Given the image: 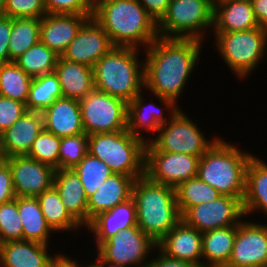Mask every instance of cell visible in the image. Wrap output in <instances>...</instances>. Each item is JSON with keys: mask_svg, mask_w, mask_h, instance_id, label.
<instances>
[{"mask_svg": "<svg viewBox=\"0 0 267 267\" xmlns=\"http://www.w3.org/2000/svg\"><path fill=\"white\" fill-rule=\"evenodd\" d=\"M203 42L193 38H166L159 36L144 51L145 91L156 96L173 115L179 106L178 98L184 92L192 71L198 64Z\"/></svg>", "mask_w": 267, "mask_h": 267, "instance_id": "1", "label": "cell"}, {"mask_svg": "<svg viewBox=\"0 0 267 267\" xmlns=\"http://www.w3.org/2000/svg\"><path fill=\"white\" fill-rule=\"evenodd\" d=\"M93 18L114 46L145 50L159 37L157 22L137 0H99Z\"/></svg>", "mask_w": 267, "mask_h": 267, "instance_id": "2", "label": "cell"}, {"mask_svg": "<svg viewBox=\"0 0 267 267\" xmlns=\"http://www.w3.org/2000/svg\"><path fill=\"white\" fill-rule=\"evenodd\" d=\"M132 198L137 226L156 244L181 220L175 188L151 181L146 175L135 179Z\"/></svg>", "mask_w": 267, "mask_h": 267, "instance_id": "3", "label": "cell"}, {"mask_svg": "<svg viewBox=\"0 0 267 267\" xmlns=\"http://www.w3.org/2000/svg\"><path fill=\"white\" fill-rule=\"evenodd\" d=\"M139 50L114 46L103 55L93 66L94 88L126 103L145 91L144 61Z\"/></svg>", "mask_w": 267, "mask_h": 267, "instance_id": "4", "label": "cell"}, {"mask_svg": "<svg viewBox=\"0 0 267 267\" xmlns=\"http://www.w3.org/2000/svg\"><path fill=\"white\" fill-rule=\"evenodd\" d=\"M221 137L200 157L197 176L222 195L236 197L243 202L246 170L250 152Z\"/></svg>", "mask_w": 267, "mask_h": 267, "instance_id": "5", "label": "cell"}, {"mask_svg": "<svg viewBox=\"0 0 267 267\" xmlns=\"http://www.w3.org/2000/svg\"><path fill=\"white\" fill-rule=\"evenodd\" d=\"M146 143L123 131L88 135V153L108 165L113 173L132 177L145 175Z\"/></svg>", "mask_w": 267, "mask_h": 267, "instance_id": "6", "label": "cell"}, {"mask_svg": "<svg viewBox=\"0 0 267 267\" xmlns=\"http://www.w3.org/2000/svg\"><path fill=\"white\" fill-rule=\"evenodd\" d=\"M218 54L230 71L242 79L251 76L267 51V30L262 27L235 32H214Z\"/></svg>", "mask_w": 267, "mask_h": 267, "instance_id": "7", "label": "cell"}, {"mask_svg": "<svg viewBox=\"0 0 267 267\" xmlns=\"http://www.w3.org/2000/svg\"><path fill=\"white\" fill-rule=\"evenodd\" d=\"M213 13V0H170L166 13L157 22L158 34L204 42L206 30L213 27Z\"/></svg>", "mask_w": 267, "mask_h": 267, "instance_id": "8", "label": "cell"}, {"mask_svg": "<svg viewBox=\"0 0 267 267\" xmlns=\"http://www.w3.org/2000/svg\"><path fill=\"white\" fill-rule=\"evenodd\" d=\"M186 115L182 108H179L171 119L159 128L155 138L148 137V143L157 151L192 154L199 158L203 156L220 137L215 136L211 141L205 138V134L196 124L197 119L192 121L193 119Z\"/></svg>", "mask_w": 267, "mask_h": 267, "instance_id": "9", "label": "cell"}, {"mask_svg": "<svg viewBox=\"0 0 267 267\" xmlns=\"http://www.w3.org/2000/svg\"><path fill=\"white\" fill-rule=\"evenodd\" d=\"M96 262L127 267H147L150 253L157 252V244L137 225L121 230L97 248Z\"/></svg>", "mask_w": 267, "mask_h": 267, "instance_id": "10", "label": "cell"}, {"mask_svg": "<svg viewBox=\"0 0 267 267\" xmlns=\"http://www.w3.org/2000/svg\"><path fill=\"white\" fill-rule=\"evenodd\" d=\"M82 124L87 135L127 129V104L122 99L93 89L79 100Z\"/></svg>", "mask_w": 267, "mask_h": 267, "instance_id": "11", "label": "cell"}, {"mask_svg": "<svg viewBox=\"0 0 267 267\" xmlns=\"http://www.w3.org/2000/svg\"><path fill=\"white\" fill-rule=\"evenodd\" d=\"M199 157L157 151L150 143L145 146V175L153 182L176 188L197 176Z\"/></svg>", "mask_w": 267, "mask_h": 267, "instance_id": "12", "label": "cell"}, {"mask_svg": "<svg viewBox=\"0 0 267 267\" xmlns=\"http://www.w3.org/2000/svg\"><path fill=\"white\" fill-rule=\"evenodd\" d=\"M245 216L243 202L232 196L221 195L214 201L190 207L181 219L203 233L209 230L238 225Z\"/></svg>", "mask_w": 267, "mask_h": 267, "instance_id": "13", "label": "cell"}, {"mask_svg": "<svg viewBox=\"0 0 267 267\" xmlns=\"http://www.w3.org/2000/svg\"><path fill=\"white\" fill-rule=\"evenodd\" d=\"M3 160L10 167L16 197H37L53 186V167L26 155Z\"/></svg>", "mask_w": 267, "mask_h": 267, "instance_id": "14", "label": "cell"}, {"mask_svg": "<svg viewBox=\"0 0 267 267\" xmlns=\"http://www.w3.org/2000/svg\"><path fill=\"white\" fill-rule=\"evenodd\" d=\"M228 264L267 267V224L242 220L238 224Z\"/></svg>", "mask_w": 267, "mask_h": 267, "instance_id": "15", "label": "cell"}, {"mask_svg": "<svg viewBox=\"0 0 267 267\" xmlns=\"http://www.w3.org/2000/svg\"><path fill=\"white\" fill-rule=\"evenodd\" d=\"M113 47L106 31L93 17H90L80 27L60 57L93 67Z\"/></svg>", "mask_w": 267, "mask_h": 267, "instance_id": "16", "label": "cell"}, {"mask_svg": "<svg viewBox=\"0 0 267 267\" xmlns=\"http://www.w3.org/2000/svg\"><path fill=\"white\" fill-rule=\"evenodd\" d=\"M165 256L202 267V233L182 219L157 243Z\"/></svg>", "mask_w": 267, "mask_h": 267, "instance_id": "17", "label": "cell"}, {"mask_svg": "<svg viewBox=\"0 0 267 267\" xmlns=\"http://www.w3.org/2000/svg\"><path fill=\"white\" fill-rule=\"evenodd\" d=\"M44 129L40 111H27L10 128L0 135L1 159L24 156Z\"/></svg>", "mask_w": 267, "mask_h": 267, "instance_id": "18", "label": "cell"}, {"mask_svg": "<svg viewBox=\"0 0 267 267\" xmlns=\"http://www.w3.org/2000/svg\"><path fill=\"white\" fill-rule=\"evenodd\" d=\"M90 17L93 15L47 13L41 18L40 41L61 56Z\"/></svg>", "mask_w": 267, "mask_h": 267, "instance_id": "19", "label": "cell"}, {"mask_svg": "<svg viewBox=\"0 0 267 267\" xmlns=\"http://www.w3.org/2000/svg\"><path fill=\"white\" fill-rule=\"evenodd\" d=\"M44 129L58 137L85 133L79 100L61 97L42 112Z\"/></svg>", "mask_w": 267, "mask_h": 267, "instance_id": "20", "label": "cell"}, {"mask_svg": "<svg viewBox=\"0 0 267 267\" xmlns=\"http://www.w3.org/2000/svg\"><path fill=\"white\" fill-rule=\"evenodd\" d=\"M143 94L142 92L139 93L127 104V130L132 136L147 144L148 138L142 133L145 131L149 135L153 133L154 135L151 136L154 138L159 128L168 122L172 115L167 114L165 116L162 107L152 103V101L146 103L145 94Z\"/></svg>", "mask_w": 267, "mask_h": 267, "instance_id": "21", "label": "cell"}, {"mask_svg": "<svg viewBox=\"0 0 267 267\" xmlns=\"http://www.w3.org/2000/svg\"><path fill=\"white\" fill-rule=\"evenodd\" d=\"M260 27L251 0H220L214 3L213 32H235Z\"/></svg>", "mask_w": 267, "mask_h": 267, "instance_id": "22", "label": "cell"}, {"mask_svg": "<svg viewBox=\"0 0 267 267\" xmlns=\"http://www.w3.org/2000/svg\"><path fill=\"white\" fill-rule=\"evenodd\" d=\"M49 247L29 240H11L1 243L0 267H49L50 262L57 255L51 256Z\"/></svg>", "mask_w": 267, "mask_h": 267, "instance_id": "23", "label": "cell"}, {"mask_svg": "<svg viewBox=\"0 0 267 267\" xmlns=\"http://www.w3.org/2000/svg\"><path fill=\"white\" fill-rule=\"evenodd\" d=\"M137 225L136 204L131 197L113 209L99 213L87 226L94 236L96 248L123 229Z\"/></svg>", "mask_w": 267, "mask_h": 267, "instance_id": "24", "label": "cell"}, {"mask_svg": "<svg viewBox=\"0 0 267 267\" xmlns=\"http://www.w3.org/2000/svg\"><path fill=\"white\" fill-rule=\"evenodd\" d=\"M134 179L123 174L113 173L88 198V225L99 213L113 209L132 197Z\"/></svg>", "mask_w": 267, "mask_h": 267, "instance_id": "25", "label": "cell"}, {"mask_svg": "<svg viewBox=\"0 0 267 267\" xmlns=\"http://www.w3.org/2000/svg\"><path fill=\"white\" fill-rule=\"evenodd\" d=\"M53 186L69 214L84 228L88 226L87 197L73 169H56Z\"/></svg>", "mask_w": 267, "mask_h": 267, "instance_id": "26", "label": "cell"}, {"mask_svg": "<svg viewBox=\"0 0 267 267\" xmlns=\"http://www.w3.org/2000/svg\"><path fill=\"white\" fill-rule=\"evenodd\" d=\"M63 97L81 100L94 89L93 67L58 57L54 71Z\"/></svg>", "mask_w": 267, "mask_h": 267, "instance_id": "27", "label": "cell"}, {"mask_svg": "<svg viewBox=\"0 0 267 267\" xmlns=\"http://www.w3.org/2000/svg\"><path fill=\"white\" fill-rule=\"evenodd\" d=\"M259 156H253L246 170L243 210L245 217L261 212L267 215V164ZM255 211V212H254Z\"/></svg>", "mask_w": 267, "mask_h": 267, "instance_id": "28", "label": "cell"}, {"mask_svg": "<svg viewBox=\"0 0 267 267\" xmlns=\"http://www.w3.org/2000/svg\"><path fill=\"white\" fill-rule=\"evenodd\" d=\"M237 229L238 225H235L202 233V267H216L229 262Z\"/></svg>", "mask_w": 267, "mask_h": 267, "instance_id": "29", "label": "cell"}, {"mask_svg": "<svg viewBox=\"0 0 267 267\" xmlns=\"http://www.w3.org/2000/svg\"><path fill=\"white\" fill-rule=\"evenodd\" d=\"M18 213L23 226L22 240L51 245V233L36 197H18Z\"/></svg>", "mask_w": 267, "mask_h": 267, "instance_id": "30", "label": "cell"}, {"mask_svg": "<svg viewBox=\"0 0 267 267\" xmlns=\"http://www.w3.org/2000/svg\"><path fill=\"white\" fill-rule=\"evenodd\" d=\"M47 224L54 232H70L82 227L66 210L56 188L52 186L36 197Z\"/></svg>", "mask_w": 267, "mask_h": 267, "instance_id": "31", "label": "cell"}, {"mask_svg": "<svg viewBox=\"0 0 267 267\" xmlns=\"http://www.w3.org/2000/svg\"><path fill=\"white\" fill-rule=\"evenodd\" d=\"M63 97L58 75L55 72L34 77L30 85L26 107L28 111H40Z\"/></svg>", "mask_w": 267, "mask_h": 267, "instance_id": "32", "label": "cell"}, {"mask_svg": "<svg viewBox=\"0 0 267 267\" xmlns=\"http://www.w3.org/2000/svg\"><path fill=\"white\" fill-rule=\"evenodd\" d=\"M41 18H13L9 39V62L15 61L40 41Z\"/></svg>", "mask_w": 267, "mask_h": 267, "instance_id": "33", "label": "cell"}, {"mask_svg": "<svg viewBox=\"0 0 267 267\" xmlns=\"http://www.w3.org/2000/svg\"><path fill=\"white\" fill-rule=\"evenodd\" d=\"M33 77L14 61L0 64V95L26 104Z\"/></svg>", "mask_w": 267, "mask_h": 267, "instance_id": "34", "label": "cell"}, {"mask_svg": "<svg viewBox=\"0 0 267 267\" xmlns=\"http://www.w3.org/2000/svg\"><path fill=\"white\" fill-rule=\"evenodd\" d=\"M176 200L181 216L192 206L214 201L220 194L216 189L195 176L175 188Z\"/></svg>", "mask_w": 267, "mask_h": 267, "instance_id": "35", "label": "cell"}, {"mask_svg": "<svg viewBox=\"0 0 267 267\" xmlns=\"http://www.w3.org/2000/svg\"><path fill=\"white\" fill-rule=\"evenodd\" d=\"M58 57V54L39 41L14 62L34 78L54 72Z\"/></svg>", "mask_w": 267, "mask_h": 267, "instance_id": "36", "label": "cell"}, {"mask_svg": "<svg viewBox=\"0 0 267 267\" xmlns=\"http://www.w3.org/2000/svg\"><path fill=\"white\" fill-rule=\"evenodd\" d=\"M73 170L82 182L87 199L113 174L108 165L89 153Z\"/></svg>", "mask_w": 267, "mask_h": 267, "instance_id": "37", "label": "cell"}, {"mask_svg": "<svg viewBox=\"0 0 267 267\" xmlns=\"http://www.w3.org/2000/svg\"><path fill=\"white\" fill-rule=\"evenodd\" d=\"M60 144L61 137L43 129L32 143L26 156L47 164L55 170L59 169Z\"/></svg>", "mask_w": 267, "mask_h": 267, "instance_id": "38", "label": "cell"}, {"mask_svg": "<svg viewBox=\"0 0 267 267\" xmlns=\"http://www.w3.org/2000/svg\"><path fill=\"white\" fill-rule=\"evenodd\" d=\"M88 154V135L61 137L59 169H73Z\"/></svg>", "mask_w": 267, "mask_h": 267, "instance_id": "39", "label": "cell"}, {"mask_svg": "<svg viewBox=\"0 0 267 267\" xmlns=\"http://www.w3.org/2000/svg\"><path fill=\"white\" fill-rule=\"evenodd\" d=\"M23 226L18 213V197L0 205V244L22 240Z\"/></svg>", "mask_w": 267, "mask_h": 267, "instance_id": "40", "label": "cell"}, {"mask_svg": "<svg viewBox=\"0 0 267 267\" xmlns=\"http://www.w3.org/2000/svg\"><path fill=\"white\" fill-rule=\"evenodd\" d=\"M4 10L11 18H42L47 14L44 0H4Z\"/></svg>", "mask_w": 267, "mask_h": 267, "instance_id": "41", "label": "cell"}, {"mask_svg": "<svg viewBox=\"0 0 267 267\" xmlns=\"http://www.w3.org/2000/svg\"><path fill=\"white\" fill-rule=\"evenodd\" d=\"M49 14L93 15L94 5L90 0H44Z\"/></svg>", "mask_w": 267, "mask_h": 267, "instance_id": "42", "label": "cell"}, {"mask_svg": "<svg viewBox=\"0 0 267 267\" xmlns=\"http://www.w3.org/2000/svg\"><path fill=\"white\" fill-rule=\"evenodd\" d=\"M27 111L25 103L0 95V135Z\"/></svg>", "mask_w": 267, "mask_h": 267, "instance_id": "43", "label": "cell"}, {"mask_svg": "<svg viewBox=\"0 0 267 267\" xmlns=\"http://www.w3.org/2000/svg\"><path fill=\"white\" fill-rule=\"evenodd\" d=\"M16 198L9 165L0 159V205Z\"/></svg>", "mask_w": 267, "mask_h": 267, "instance_id": "44", "label": "cell"}, {"mask_svg": "<svg viewBox=\"0 0 267 267\" xmlns=\"http://www.w3.org/2000/svg\"><path fill=\"white\" fill-rule=\"evenodd\" d=\"M13 18H0V64L9 62V39L12 31Z\"/></svg>", "mask_w": 267, "mask_h": 267, "instance_id": "45", "label": "cell"}, {"mask_svg": "<svg viewBox=\"0 0 267 267\" xmlns=\"http://www.w3.org/2000/svg\"><path fill=\"white\" fill-rule=\"evenodd\" d=\"M158 22L166 13L170 0H137Z\"/></svg>", "mask_w": 267, "mask_h": 267, "instance_id": "46", "label": "cell"}, {"mask_svg": "<svg viewBox=\"0 0 267 267\" xmlns=\"http://www.w3.org/2000/svg\"><path fill=\"white\" fill-rule=\"evenodd\" d=\"M157 256L149 260L147 267H200L194 263L182 260H176L165 256L160 251Z\"/></svg>", "mask_w": 267, "mask_h": 267, "instance_id": "47", "label": "cell"}, {"mask_svg": "<svg viewBox=\"0 0 267 267\" xmlns=\"http://www.w3.org/2000/svg\"><path fill=\"white\" fill-rule=\"evenodd\" d=\"M258 24L267 30V0H251Z\"/></svg>", "mask_w": 267, "mask_h": 267, "instance_id": "48", "label": "cell"}, {"mask_svg": "<svg viewBox=\"0 0 267 267\" xmlns=\"http://www.w3.org/2000/svg\"><path fill=\"white\" fill-rule=\"evenodd\" d=\"M49 267H81V262H77V259L70 258L63 253H57L55 258L50 262Z\"/></svg>", "mask_w": 267, "mask_h": 267, "instance_id": "49", "label": "cell"}, {"mask_svg": "<svg viewBox=\"0 0 267 267\" xmlns=\"http://www.w3.org/2000/svg\"><path fill=\"white\" fill-rule=\"evenodd\" d=\"M100 267H127V266H122V265H116V264H111V263H106V262H96Z\"/></svg>", "mask_w": 267, "mask_h": 267, "instance_id": "50", "label": "cell"}, {"mask_svg": "<svg viewBox=\"0 0 267 267\" xmlns=\"http://www.w3.org/2000/svg\"><path fill=\"white\" fill-rule=\"evenodd\" d=\"M5 16L4 0H0V18Z\"/></svg>", "mask_w": 267, "mask_h": 267, "instance_id": "51", "label": "cell"}, {"mask_svg": "<svg viewBox=\"0 0 267 267\" xmlns=\"http://www.w3.org/2000/svg\"><path fill=\"white\" fill-rule=\"evenodd\" d=\"M81 267H100V266L95 262H92L91 264L89 262V264H84V265L82 264Z\"/></svg>", "mask_w": 267, "mask_h": 267, "instance_id": "52", "label": "cell"}, {"mask_svg": "<svg viewBox=\"0 0 267 267\" xmlns=\"http://www.w3.org/2000/svg\"><path fill=\"white\" fill-rule=\"evenodd\" d=\"M216 267H239V266H233V265H230V264H223V265H219V266H216Z\"/></svg>", "mask_w": 267, "mask_h": 267, "instance_id": "53", "label": "cell"}, {"mask_svg": "<svg viewBox=\"0 0 267 267\" xmlns=\"http://www.w3.org/2000/svg\"><path fill=\"white\" fill-rule=\"evenodd\" d=\"M99 0H90V2L95 5Z\"/></svg>", "mask_w": 267, "mask_h": 267, "instance_id": "54", "label": "cell"}]
</instances>
